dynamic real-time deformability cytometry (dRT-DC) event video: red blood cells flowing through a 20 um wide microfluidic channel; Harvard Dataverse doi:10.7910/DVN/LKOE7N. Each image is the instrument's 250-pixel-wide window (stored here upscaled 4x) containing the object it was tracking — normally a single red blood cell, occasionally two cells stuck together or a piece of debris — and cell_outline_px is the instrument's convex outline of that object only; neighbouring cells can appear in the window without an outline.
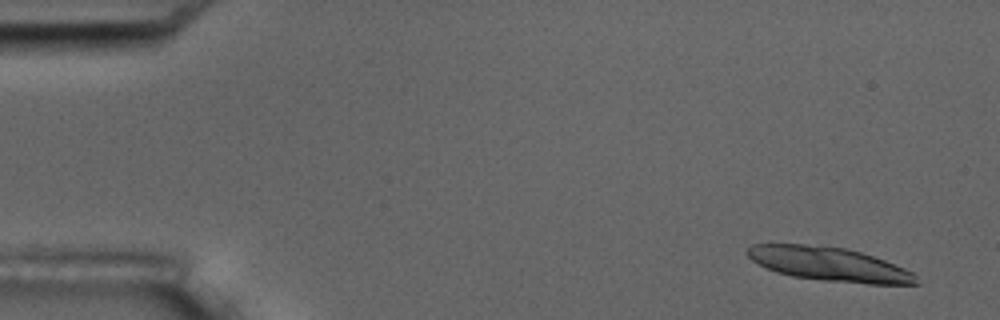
{"species": "common noctule bat (a hibernating species)", "species_latin": "Nyctalus noctula", "temperature_condition": "room temperature", "stored_images_in_passage": 16, "camera_frame_rate_fps": 3000, "um_per_image_px": 0.085, "animal": {"sex": "male", "body_mass_g": 17.5, "forearm_length_mm": 52.3}, "frame": {"image": 1, "passage_image": 1, "time_ms": 0.0, "image_size_px": [1000, 320], "cell_outline_px": [[920, 284], [868, 284], [824, 280], [792, 276], [776, 272], [752, 260], [744, 252], [752, 244], [804, 244], [844, 248], [860, 252], [884, 260], [904, 268], [912, 272], [916, 276]], "centroid_in_image_um": [70.47, 22.45], "position_along_channel_um": 14.5, "area_um2": 33.06}}
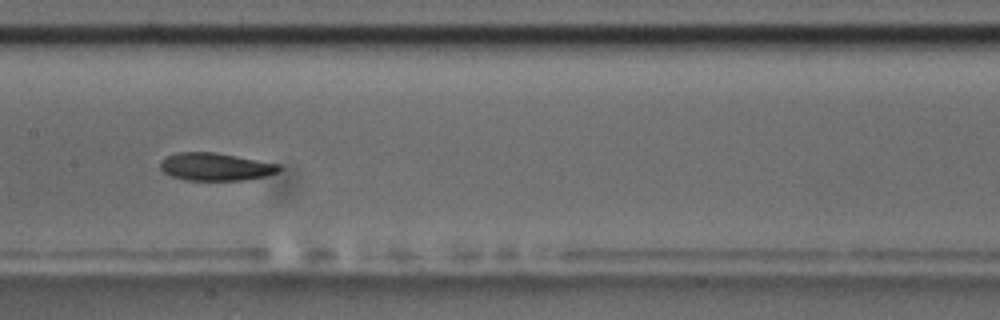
{"frame": {"image": 2, "passage_image": 8, "time_ms": 8.333, "image_size_px": [1000, 320], "cell_outline_px": [[284, 168], [276, 172], [264, 176], [244, 180], [188, 180], [172, 176], [164, 172], [160, 168], [160, 160], [176, 152], [216, 152], [280, 164]], "centroid_in_image_um": [18.33, 14.16], "position_along_channel_um": 189.1, "area_um2": 19.19}}
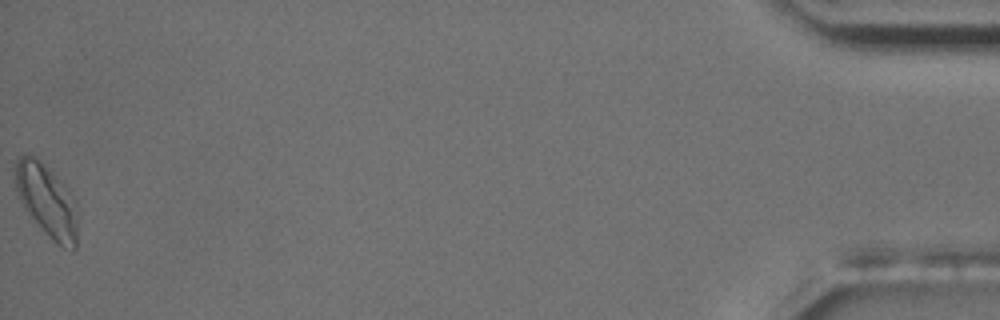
{"frame": {"image": 3, "passage_image": 16, "time_ms": 17.667, "image_size_px": [1000, 320], "cell_outline_px": [[76, 248], [72, 252], [56, 244], [48, 236], [24, 208], [16, 192], [16, 160], [24, 152], [36, 156], [68, 188], [76, 200]], "centroid_in_image_um": [3.99, 17.05], "position_along_channel_um": 431.2, "area_um2": 26.47}, "authors_computed_cell_mechanics": {"area_um2": 20.3456, "velocity_mm_per_s": 3.6352, "shape_relaxation_time_tau1_ms": 4.7157, "shape_relaxation_time_tau2_ms": 11.0885, "deformation_change_tau1": 0.0974, "deformation_change_tau2": 0.1941}}